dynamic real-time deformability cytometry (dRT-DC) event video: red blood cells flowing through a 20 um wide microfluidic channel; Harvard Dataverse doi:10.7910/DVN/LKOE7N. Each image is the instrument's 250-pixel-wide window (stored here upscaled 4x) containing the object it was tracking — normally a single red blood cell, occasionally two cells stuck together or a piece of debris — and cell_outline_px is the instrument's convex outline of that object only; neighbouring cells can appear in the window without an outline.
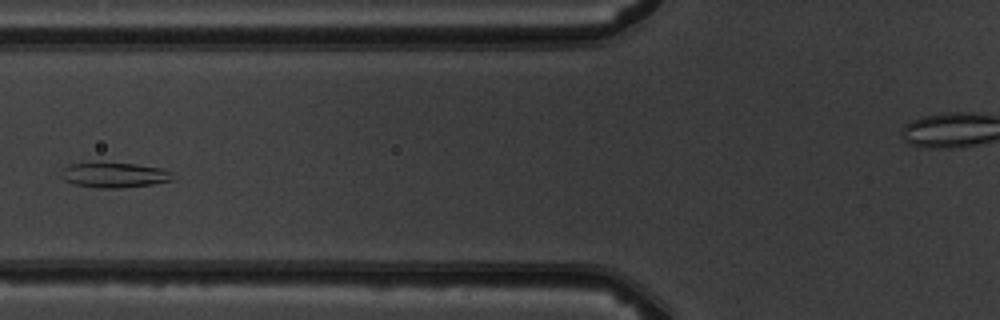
{"species": "common noctule bat (a hibernating species)", "species_latin": "Nyctalus noctula", "temperature_condition": "warm", "stored_images_in_passage": 7, "camera_frame_rate_fps": 3000, "um_per_image_px": 0.085, "animal": {"sex": "male", "body_mass_g": 19.5, "forearm_length_mm": 54.6}, "frame": {"image": 1, "passage_image": 6, "time_ms": 6.0, "image_size_px": [1000, 320], "cell_outline_px": [[172, 180], [152, 184], [124, 188], [96, 188], [72, 184], [64, 180], [60, 176], [60, 172], [68, 164], [136, 164], [160, 168], [172, 172]], "centroid_in_image_um": [9.68, 14.91], "position_along_channel_um": 116.1, "area_um2": 16.07}}